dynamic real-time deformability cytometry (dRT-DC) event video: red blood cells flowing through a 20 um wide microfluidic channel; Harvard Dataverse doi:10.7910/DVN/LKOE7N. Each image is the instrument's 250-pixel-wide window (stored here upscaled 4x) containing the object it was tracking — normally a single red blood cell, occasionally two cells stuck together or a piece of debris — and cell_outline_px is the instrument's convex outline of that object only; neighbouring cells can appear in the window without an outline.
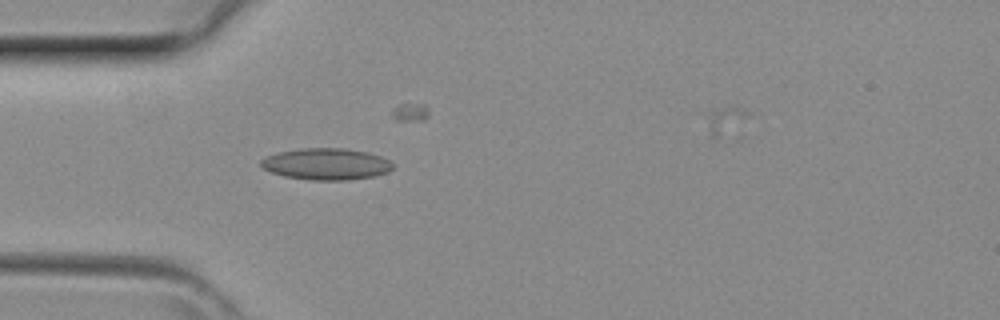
{"species": "common noctule bat (a hibernating species)", "species_latin": "Nyctalus noctula", "temperature_condition": "room temperature", "stored_images_in_passage": 4, "camera_frame_rate_fps": 3000, "um_per_image_px": 0.085, "animal": {"sex": "female", "body_mass_g": 29.2, "forearm_length_mm": 56.3}, "frame": {"image": 1, "passage_image": 4, "time_ms": 1.0, "image_size_px": [1000, 320], "cell_outline_px": [[392, 168], [388, 172], [376, 176], [348, 180], [312, 180], [284, 176], [272, 172], [264, 168], [260, 164], [260, 160], [268, 156], [280, 152], [300, 148], [344, 148], [368, 152], [380, 156], [388, 160], [392, 164]], "centroid_in_image_um": [27.75, 13.94], "position_along_channel_um": 57.2, "area_um2": 24.16}}